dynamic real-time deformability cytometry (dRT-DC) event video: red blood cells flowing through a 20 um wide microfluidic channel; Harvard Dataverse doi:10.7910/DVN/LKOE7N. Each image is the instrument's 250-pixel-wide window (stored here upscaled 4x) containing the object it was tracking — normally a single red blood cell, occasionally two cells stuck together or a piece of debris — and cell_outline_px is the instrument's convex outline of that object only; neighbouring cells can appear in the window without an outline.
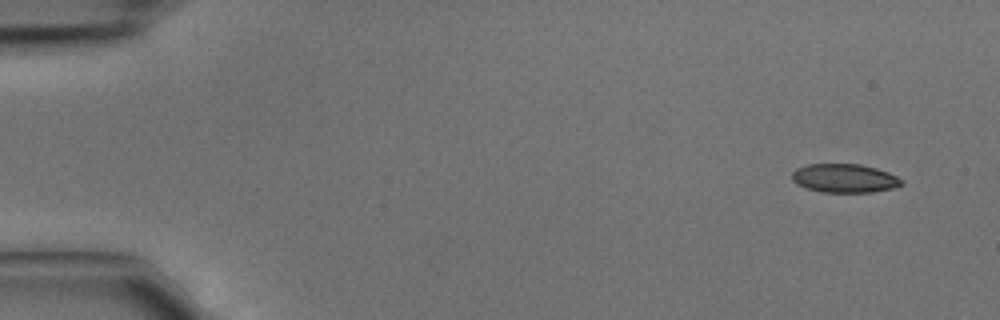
{"species": "common noctule bat (a hibernating species)", "species_latin": "Nyctalus noctula", "temperature_condition": "cold", "stored_images_in_passage": 5, "camera_frame_rate_fps": 3000, "um_per_image_px": 0.085, "animal": {"sex": "male", "body_mass_g": 15.6}, "frame": {"image": 1, "passage_image": 1, "time_ms": 0.0, "image_size_px": [1000, 320], "cell_outline_px": [[904, 184], [896, 188], [872, 192], [820, 192], [796, 184], [792, 180], [792, 172], [796, 168], [808, 164], [860, 164], [876, 168], [888, 172], [904, 180]], "centroid_in_image_um": [71.81, 15.15], "position_along_channel_um": 13.2, "area_um2": 18.5}}
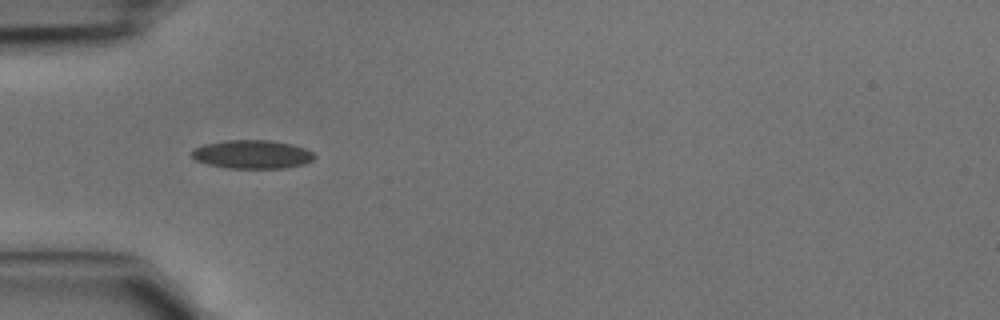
{"frame": {"image": 2, "passage_image": 4, "time_ms": 1.0, "image_size_px": [1000, 320], "cell_outline_px": [[316, 156], [312, 160], [304, 164], [284, 168], [224, 168], [208, 164], [196, 160], [192, 156], [192, 148], [204, 144], [224, 140], [272, 140], [292, 144], [304, 148], [312, 152]], "centroid_in_image_um": [21.42, 13.11], "position_along_channel_um": 63.6, "area_um2": 20.52}}